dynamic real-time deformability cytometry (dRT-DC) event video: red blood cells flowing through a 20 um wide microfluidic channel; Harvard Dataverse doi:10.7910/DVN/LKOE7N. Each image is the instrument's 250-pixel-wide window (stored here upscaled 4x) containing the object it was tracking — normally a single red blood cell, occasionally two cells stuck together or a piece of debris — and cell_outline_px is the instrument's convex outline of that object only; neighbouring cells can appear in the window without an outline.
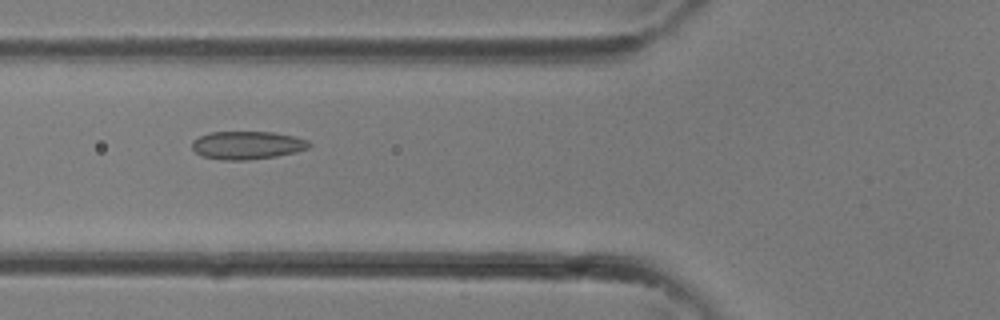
{"species": "common noctule bat (a hibernating species)", "species_latin": "Nyctalus noctula", "temperature_condition": "room temperature", "stored_images_in_passage": 34, "camera_frame_rate_fps": 3000, "um_per_image_px": 0.085, "animal": {"sex": "female"}, "frame": {"image": 1, "passage_image": 13, "time_ms": 4.0, "image_size_px": [1000, 320], "cell_outline_px": [[312, 144], [308, 148], [296, 152], [276, 156], [244, 160], [224, 160], [200, 156], [192, 148], [192, 140], [208, 132], [272, 132], [296, 136], [308, 140]], "centroid_in_image_um": [21.01, 12.34], "position_along_channel_um": 104.8, "area_um2": 19.25}}
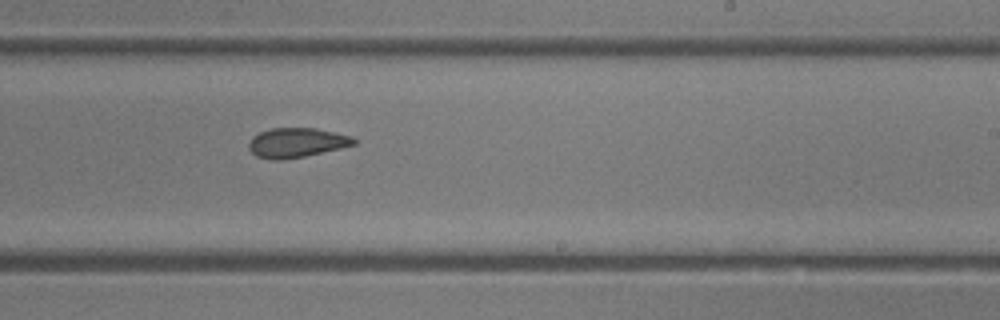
{"frame": {"image": 2, "passage_image": 21, "time_ms": 6.667, "image_size_px": [1000, 320], "cell_outline_px": [[356, 144], [340, 148], [304, 156], [280, 160], [272, 160], [256, 156], [248, 148], [248, 144], [252, 136], [268, 128], [316, 128], [352, 136], [356, 140]], "centroid_in_image_um": [25.18, 12.12], "position_along_channel_um": 263.8, "area_um2": 18.09}}
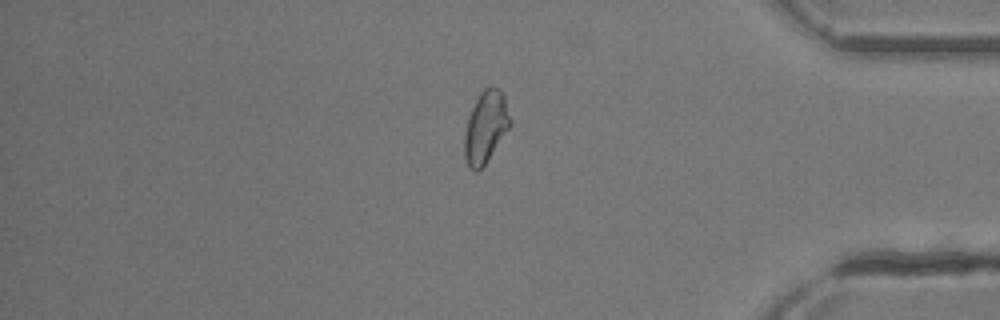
{"frame": {"image": 3, "passage_image": 29, "time_ms": 9.333, "image_size_px": [1000, 320], "cell_outline_px": [[512, 120], [508, 128], [484, 164], [476, 172], [468, 168], [464, 156], [464, 136], [468, 116], [480, 92], [484, 88], [500, 88], [504, 92]], "centroid_in_image_um": [41.28, 10.76], "position_along_channel_um": 393.9, "area_um2": 18.96}}